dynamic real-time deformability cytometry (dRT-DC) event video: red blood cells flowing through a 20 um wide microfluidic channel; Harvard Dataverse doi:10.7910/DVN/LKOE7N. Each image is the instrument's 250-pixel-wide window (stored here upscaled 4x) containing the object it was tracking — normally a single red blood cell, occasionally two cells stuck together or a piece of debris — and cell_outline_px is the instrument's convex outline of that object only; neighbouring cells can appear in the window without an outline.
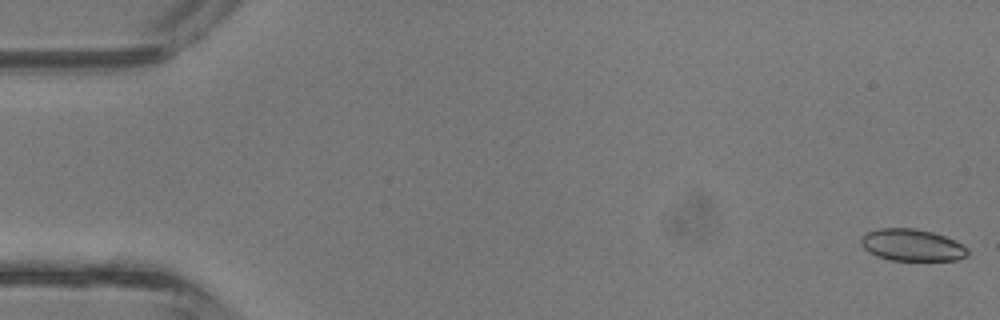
{"species": "common noctule bat (a hibernating species)", "species_latin": "Nyctalus noctula", "temperature_condition": "room temperature", "stored_images_in_passage": 43, "camera_frame_rate_fps": 3000, "um_per_image_px": 0.085, "animal": {"sex": "male", "body_mass_g": 13.3}, "frame": {"image": 1, "passage_image": 1, "time_ms": 0.0, "image_size_px": [1000, 320], "cell_outline_px": [[968, 256], [956, 260], [892, 260], [876, 256], [868, 252], [860, 244], [860, 240], [864, 232], [880, 228], [912, 228], [932, 232], [956, 240], [968, 248]], "centroid_in_image_um": [77.5, 20.83], "position_along_channel_um": 7.5, "area_um2": 20.0}}
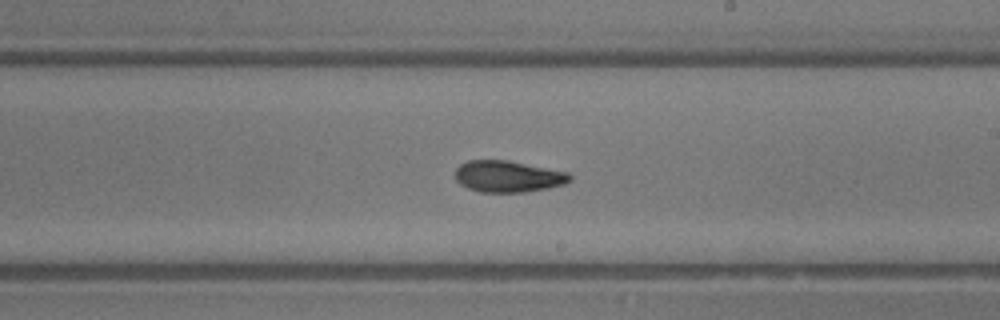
{"frame": {"image": 2, "passage_image": 25, "time_ms": 8.0, "image_size_px": [1000, 320], "cell_outline_px": [[572, 180], [564, 184], [548, 188], [524, 192], [480, 192], [468, 188], [460, 184], [456, 180], [456, 168], [460, 164], [468, 160], [508, 160], [568, 172], [572, 176]], "centroid_in_image_um": [43.19, 14.99], "position_along_channel_um": 245.8, "area_um2": 21.1}}
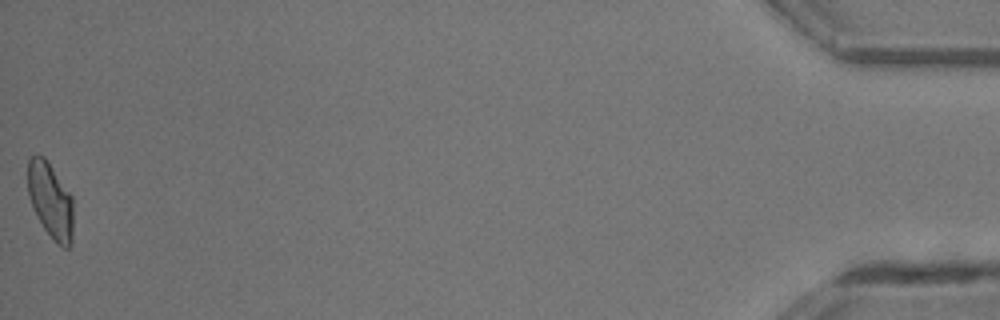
{"frame": {"image": 3, "passage_image": 43, "time_ms": 14.0, "image_size_px": [1000, 320], "cell_outline_px": [[72, 244], [68, 248], [64, 248], [44, 228], [32, 208], [28, 192], [28, 160], [32, 156], [44, 156], [72, 196]], "centroid_in_image_um": [4.29, 17.02], "position_along_channel_um": 430.9, "area_um2": 19.65}, "authors_computed_cell_mechanics": {"area_um2": 20.7502, "velocity_mm_per_s": 4.8261, "shape_relaxation_time_tau1_ms": 4.0116, "shape_relaxation_time_tau2_ms": 2.2193, "deformation_change_tau1": 0.1346, "deformation_change_tau2": 0.0812}}